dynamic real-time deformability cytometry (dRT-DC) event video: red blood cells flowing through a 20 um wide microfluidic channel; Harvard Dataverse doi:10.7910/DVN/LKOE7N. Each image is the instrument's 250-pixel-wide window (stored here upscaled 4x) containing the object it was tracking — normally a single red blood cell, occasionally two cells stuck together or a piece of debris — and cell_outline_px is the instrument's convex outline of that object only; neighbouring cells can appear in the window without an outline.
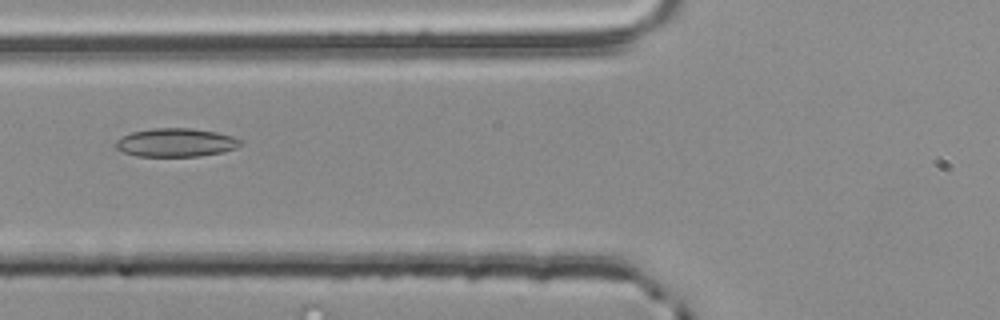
{"species": "common noctule bat (a hibernating species)", "species_latin": "Nyctalus noctula", "temperature_condition": "room temperature", "stored_images_in_passage": 40, "camera_frame_rate_fps": 3000, "um_per_image_px": 0.085, "animal": {"sex": "male", "body_mass_g": 20.4}, "frame": {"image": 1, "passage_image": 7, "time_ms": 2.0, "image_size_px": [1000, 320], "cell_outline_px": [[244, 140], [236, 148], [224, 152], [200, 156], [136, 156], [124, 152], [116, 148], [116, 140], [132, 132], [152, 128], [192, 128], [216, 132], [232, 136]], "centroid_in_image_um": [14.98, 12.11], "position_along_channel_um": 110.8, "area_um2": 20.69}}
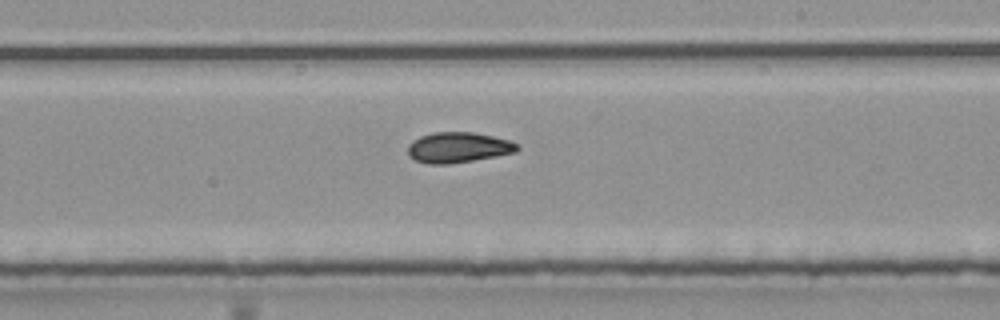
{"frame": {"image": 2, "passage_image": 18, "time_ms": 5.667, "image_size_px": [1000, 320], "cell_outline_px": [[520, 148], [516, 152], [496, 156], [448, 164], [428, 164], [416, 160], [408, 156], [408, 144], [412, 140], [420, 136], [432, 132], [472, 132], [512, 140], [520, 144]], "centroid_in_image_um": [38.96, 12.52], "position_along_channel_um": 250.0, "area_um2": 19.59}}
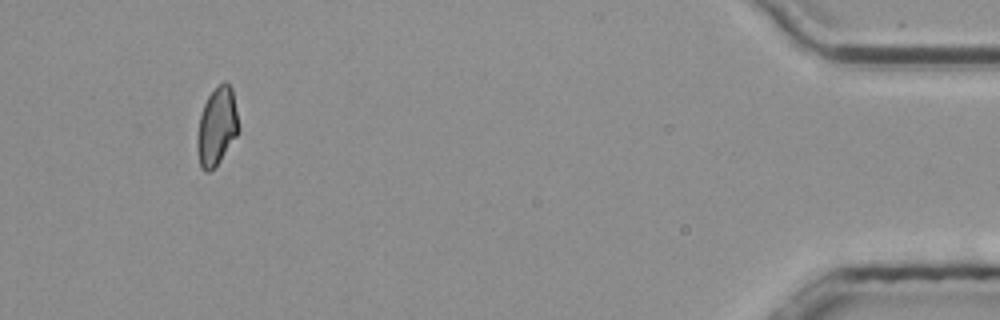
{"frame": {"image": 3, "passage_image": 37, "time_ms": 12.0, "image_size_px": [1000, 320], "cell_outline_px": [[240, 128], [236, 136], [216, 168], [208, 172], [204, 172], [200, 168], [196, 148], [196, 140], [200, 116], [204, 104], [208, 96], [224, 80], [232, 88]], "centroid_in_image_um": [18.42, 10.81], "position_along_channel_um": 416.8, "area_um2": 19.02}, "authors_computed_cell_mechanics": {"area_um2": 19.2474, "velocity_mm_per_s": 3.7846, "shape_relaxation_time_tau1_ms": null, "shape_relaxation_time_tau2_ms": 3.6913, "deformation_change_tau1": null, "deformation_change_tau2": 0.0856}}